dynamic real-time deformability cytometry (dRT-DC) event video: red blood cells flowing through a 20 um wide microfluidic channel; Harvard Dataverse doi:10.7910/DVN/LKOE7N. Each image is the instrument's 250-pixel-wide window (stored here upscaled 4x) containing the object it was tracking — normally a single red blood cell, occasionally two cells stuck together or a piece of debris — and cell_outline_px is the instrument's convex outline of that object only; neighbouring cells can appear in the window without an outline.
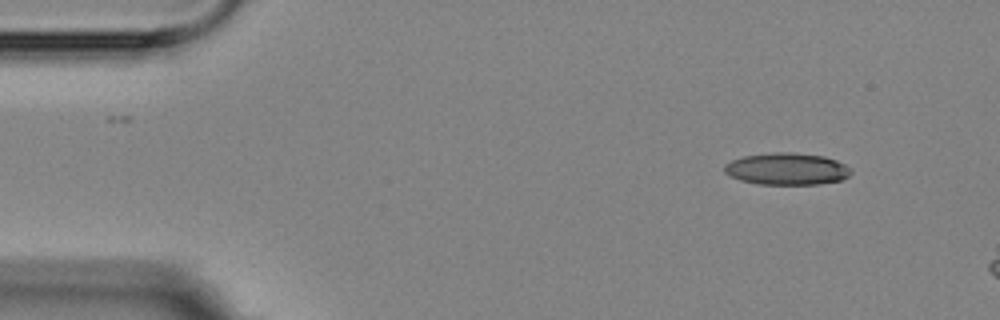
{"species": "Egyptian fruit bat (a non-hibernating species)", "species_latin": "Rousettus aegyptiacus", "temperature_condition": "room temperature", "stored_images_in_passage": 4, "camera_frame_rate_fps": 3000, "um_per_image_px": 0.085, "animal": {"sex": "female"}, "frame": {"image": 1, "passage_image": 1, "time_ms": 0.0, "image_size_px": [1000, 320], "cell_outline_px": [[852, 172], [848, 176], [840, 180], [820, 184], [756, 184], [740, 180], [724, 172], [724, 164], [732, 160], [744, 156], [772, 152], [792, 152], [824, 156], [836, 160], [852, 168]], "centroid_in_image_um": [66.89, 14.35], "position_along_channel_um": 18.1, "area_um2": 23.64}}